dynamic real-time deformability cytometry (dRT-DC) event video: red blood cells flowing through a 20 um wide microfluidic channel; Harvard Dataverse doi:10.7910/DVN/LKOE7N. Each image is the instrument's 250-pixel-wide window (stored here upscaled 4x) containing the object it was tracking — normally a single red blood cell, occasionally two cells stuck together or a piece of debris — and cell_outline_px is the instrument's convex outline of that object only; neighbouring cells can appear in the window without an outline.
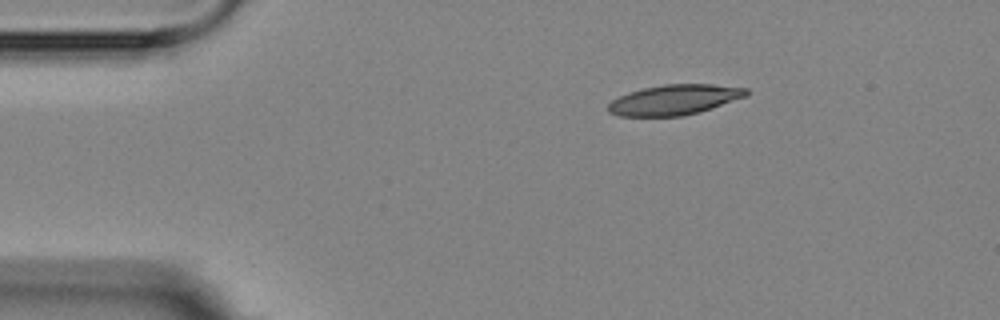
{"species": "Egyptian fruit bat (a non-hibernating species)", "species_latin": "Rousettus aegyptiacus", "temperature_condition": "room temperature", "stored_images_in_passage": 3, "camera_frame_rate_fps": 3000, "um_per_image_px": 0.085, "animal": {"sex": "female"}, "frame": {"image": 1, "passage_image": 1, "time_ms": 0.0, "image_size_px": [1000, 320], "cell_outline_px": [[748, 96], [700, 112], [680, 116], [620, 116], [608, 112], [608, 104], [612, 100], [628, 92], [644, 88], [664, 84], [712, 84], [748, 88]], "centroid_in_image_um": [57.34, 8.48], "position_along_channel_um": 27.7, "area_um2": 24.33}}
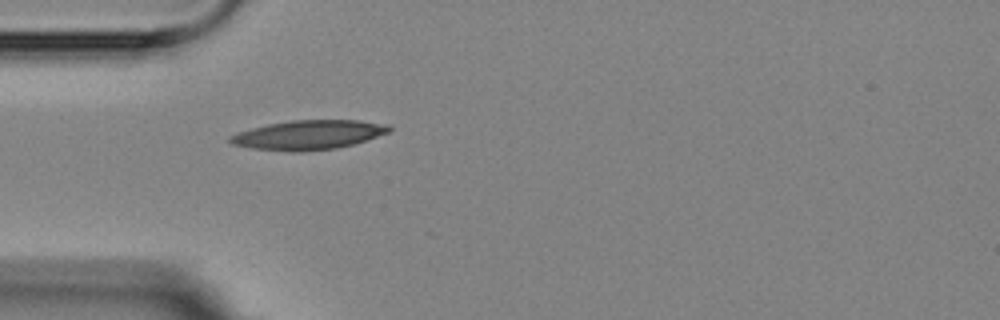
{"frame": {"image": 2, "passage_image": 3, "time_ms": 2.333, "image_size_px": [1000, 320], "cell_outline_px": [[392, 132], [352, 144], [336, 148], [300, 152], [292, 152], [252, 148], [232, 144], [228, 140], [228, 136], [236, 132], [268, 124], [292, 120], [360, 120], [388, 124], [392, 128]], "centroid_in_image_um": [26.23, 11.46], "position_along_channel_um": 58.8, "area_um2": 27.34}}